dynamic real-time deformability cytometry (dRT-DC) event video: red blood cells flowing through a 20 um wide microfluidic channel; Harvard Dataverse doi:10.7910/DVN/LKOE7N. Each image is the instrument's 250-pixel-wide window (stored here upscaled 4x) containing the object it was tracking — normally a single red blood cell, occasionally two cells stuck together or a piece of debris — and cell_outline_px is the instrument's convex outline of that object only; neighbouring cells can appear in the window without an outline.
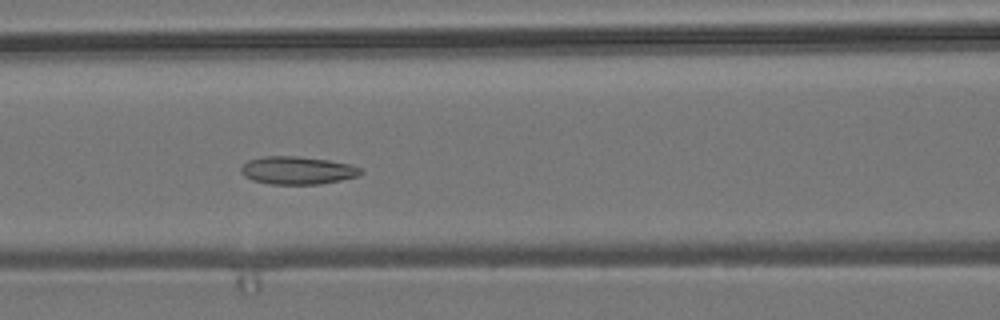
{"species": "common noctule bat (a hibernating species)", "species_latin": "Nyctalus noctula", "temperature_condition": "room temperature", "stored_images_in_passage": 47, "camera_frame_rate_fps": 3000, "um_per_image_px": 0.085, "animal": {"sex": "male", "body_mass_g": 19.2, "forearm_length_mm": 51.8}, "frame": {"image": 1, "passage_image": 23, "time_ms": 7.333, "image_size_px": [1000, 320], "cell_outline_px": [[364, 172], [360, 176], [320, 184], [268, 184], [252, 180], [244, 176], [240, 172], [240, 168], [248, 160], [264, 156], [296, 156], [328, 160], [348, 164], [360, 168]], "centroid_in_image_um": [25.26, 14.49], "position_along_channel_um": 141.3, "area_um2": 19.48}}
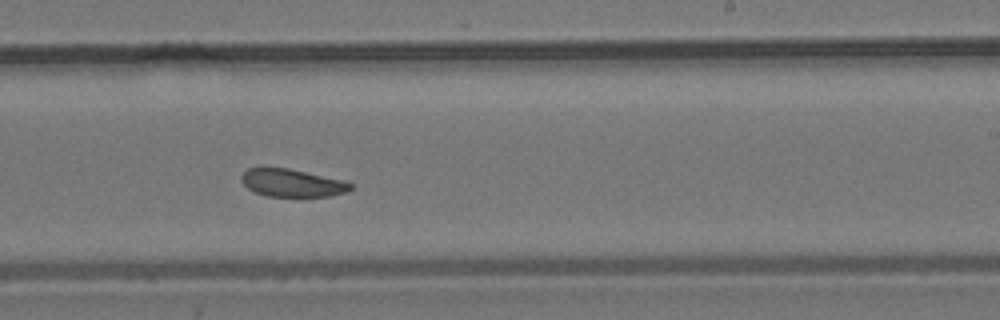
{"frame": {"image": 2, "passage_image": 33, "time_ms": 10.667, "image_size_px": [1000, 320], "cell_outline_px": [[352, 188], [344, 192], [328, 196], [268, 196], [256, 192], [248, 188], [240, 180], [240, 176], [248, 168], [260, 164], [288, 168], [344, 180], [352, 184]], "centroid_in_image_um": [24.74, 15.5], "position_along_channel_um": 264.3, "area_um2": 17.98}}
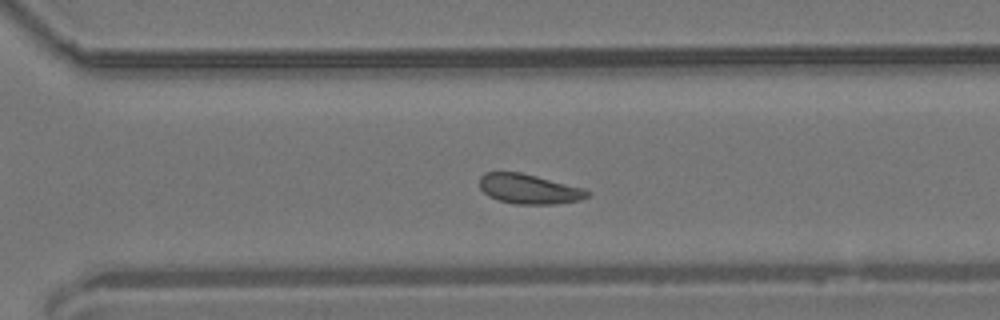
{"frame": {"image": 3, "passage_image": 38, "time_ms": 12.333, "image_size_px": [1000, 320], "cell_outline_px": [[592, 192], [588, 196], [580, 200], [556, 204], [516, 204], [500, 200], [488, 196], [480, 188], [480, 176], [484, 172], [520, 172], [584, 188]], "centroid_in_image_um": [44.97, 16.06], "position_along_channel_um": 325.6, "area_um2": 18.67}}